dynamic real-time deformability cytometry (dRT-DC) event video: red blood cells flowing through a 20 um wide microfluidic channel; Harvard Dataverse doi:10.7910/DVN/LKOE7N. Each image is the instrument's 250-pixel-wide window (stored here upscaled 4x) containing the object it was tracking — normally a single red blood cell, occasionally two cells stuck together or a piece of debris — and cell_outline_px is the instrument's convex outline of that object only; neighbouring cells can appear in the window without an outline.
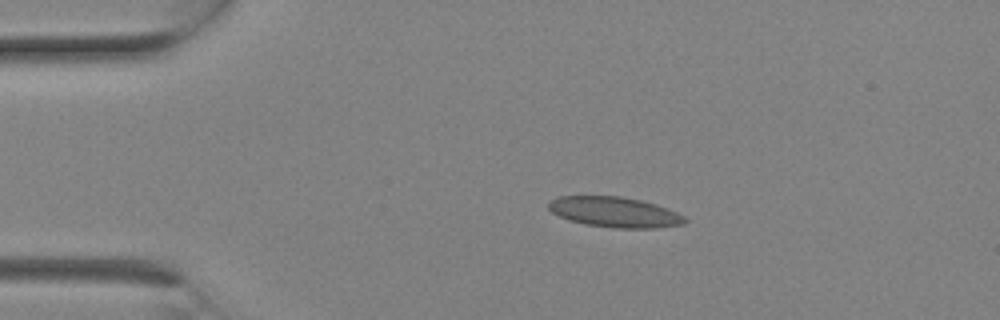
{"species": "Egyptian fruit bat (a non-hibernating species)", "species_latin": "Rousettus aegyptiacus", "temperature_condition": "room temperature", "stored_images_in_passage": 1, "camera_frame_rate_fps": 3000, "um_per_image_px": 0.085, "animal": {"sex": "female"}, "frame": {"image": 1, "passage_image": 1, "time_ms": 0.0, "image_size_px": [1000, 320], "cell_outline_px": [[688, 220], [684, 224], [656, 228], [612, 228], [584, 224], [568, 220], [552, 212], [548, 208], [548, 204], [552, 200], [560, 196], [620, 196], [640, 200], [656, 204], [676, 212], [684, 216]], "centroid_in_image_um": [52.26, 18.03], "position_along_channel_um": 32.7, "area_um2": 24.1}}